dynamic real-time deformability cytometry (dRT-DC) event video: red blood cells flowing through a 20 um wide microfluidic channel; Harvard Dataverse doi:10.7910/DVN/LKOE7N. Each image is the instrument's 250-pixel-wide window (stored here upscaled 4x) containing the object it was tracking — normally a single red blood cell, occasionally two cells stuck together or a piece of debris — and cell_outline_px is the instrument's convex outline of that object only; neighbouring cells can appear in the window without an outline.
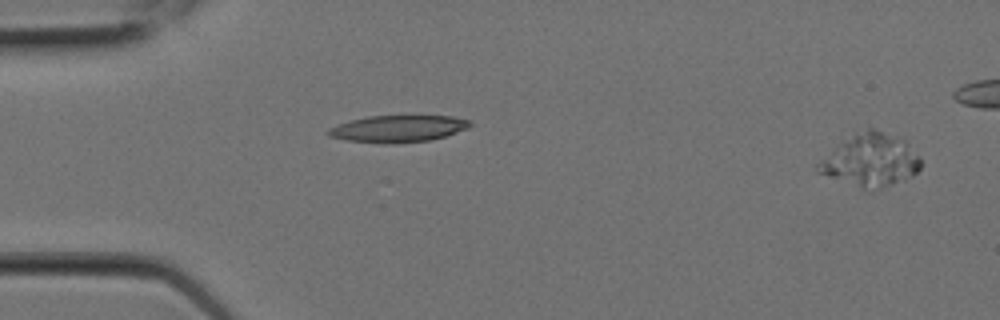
{"species": "Egyptian fruit bat (a non-hibernating species)", "species_latin": "Rousettus aegyptiacus", "temperature_condition": "room temperature", "stored_images_in_passage": 5, "segment_of_instrument_passage": [2, 2], "camera_frame_rate_fps": 3000, "um_per_image_px": 0.085, "animal": {"sex": "female"}, "frame": {"image": 1, "passage_image": 5, "time_ms": 1.333, "image_size_px": [1000, 320], "cell_outline_px": [[920, 168], [912, 176], [904, 180], [872, 192], [864, 192], [816, 172], [816, 164], [820, 160], [844, 140], [856, 132], [868, 128], [876, 128], [908, 140], [920, 156]], "centroid_in_image_um": [74.01, 13.65], "position_along_channel_um": 11.0, "area_um2": 32.48}}